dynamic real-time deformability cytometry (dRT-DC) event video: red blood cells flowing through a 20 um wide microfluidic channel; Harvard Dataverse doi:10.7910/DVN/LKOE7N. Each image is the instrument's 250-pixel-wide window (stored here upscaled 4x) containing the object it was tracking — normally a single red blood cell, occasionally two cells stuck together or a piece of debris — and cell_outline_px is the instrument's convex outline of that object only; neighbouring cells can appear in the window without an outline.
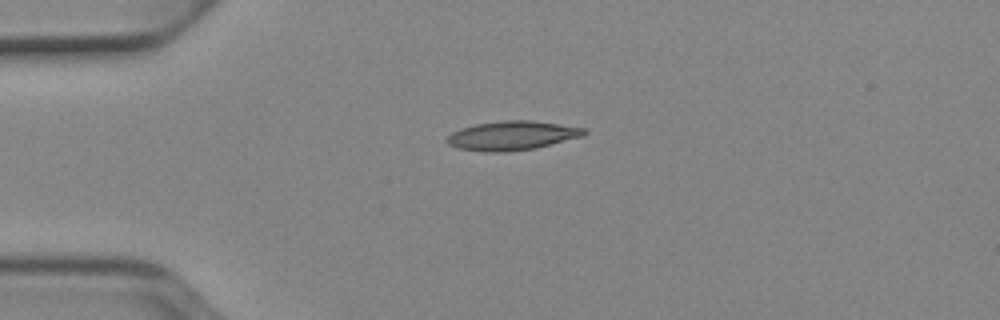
{"species": "Egyptian fruit bat (a non-hibernating species)", "species_latin": "Rousettus aegyptiacus", "temperature_condition": "cold", "stored_images_in_passage": 40, "camera_frame_rate_fps": 3000, "um_per_image_px": 0.085, "animal": {"sex": "female"}, "frame": {"image": 1, "passage_image": 1, "time_ms": 0.0, "image_size_px": [1000, 320], "cell_outline_px": [[588, 132], [584, 136], [536, 148], [504, 152], [484, 152], [460, 148], [448, 144], [444, 140], [452, 132], [460, 128], [476, 124], [504, 120], [532, 120], [588, 128]], "centroid_in_image_um": [43.56, 11.52], "position_along_channel_um": 41.4, "area_um2": 23.47}}
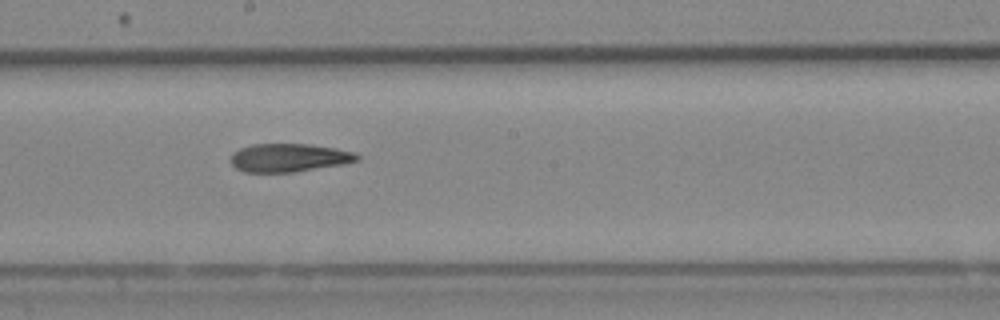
{"frame": {"image": 2, "passage_image": 17, "time_ms": 5.333, "image_size_px": [1000, 320], "cell_outline_px": [[360, 160], [344, 164], [296, 172], [244, 172], [236, 168], [232, 164], [232, 152], [240, 148], [252, 144], [308, 144], [336, 148], [356, 152], [360, 156]], "centroid_in_image_um": [24.6, 13.4], "position_along_channel_um": 223.6, "area_um2": 20.98}}
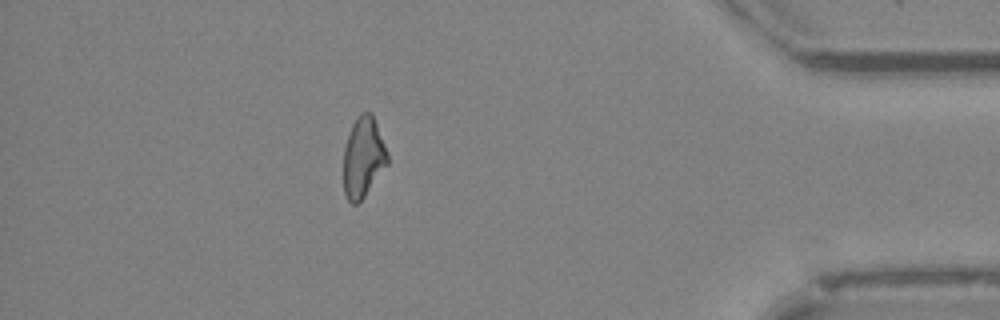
{"frame": {"image": 3, "passage_image": 34, "time_ms": 11.0, "image_size_px": [1000, 320], "cell_outline_px": [[388, 164], [364, 196], [356, 204], [352, 204], [348, 200], [344, 192], [344, 148], [352, 124], [360, 112], [372, 112], [388, 152]], "centroid_in_image_um": [30.88, 13.35], "position_along_channel_um": 404.3, "area_um2": 20.52}, "authors_computed_cell_mechanics": {"area_um2": 21.5594, "velocity_mm_per_s": 3.9304, "shape_relaxation_time_tau1_ms": null, "shape_relaxation_time_tau2_ms": 4.1871, "deformation_change_tau1": null, "deformation_change_tau2": 0.1315}}